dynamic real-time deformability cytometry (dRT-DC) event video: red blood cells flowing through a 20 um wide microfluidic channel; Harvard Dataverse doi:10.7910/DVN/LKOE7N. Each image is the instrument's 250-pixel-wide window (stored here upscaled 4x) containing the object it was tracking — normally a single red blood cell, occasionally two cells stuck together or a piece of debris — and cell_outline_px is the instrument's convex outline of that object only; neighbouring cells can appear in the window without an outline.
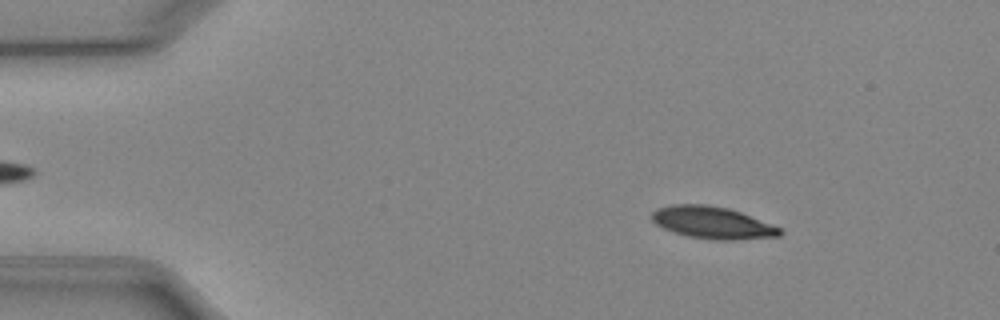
{"species": "Egyptian fruit bat (a non-hibernating species)", "species_latin": "Rousettus aegyptiacus", "temperature_condition": "cold", "stored_images_in_passage": 51, "camera_frame_rate_fps": 3000, "um_per_image_px": 0.085, "animal": {"sex": "female"}, "frame": {"image": 1, "passage_image": 7, "time_ms": 2.0, "image_size_px": [1000, 320], "cell_outline_px": [[784, 232], [780, 236], [732, 240], [712, 240], [688, 236], [664, 228], [656, 224], [652, 220], [652, 212], [656, 208], [672, 204], [708, 204], [728, 208], [740, 212], [780, 228]], "centroid_in_image_um": [60.54, 18.92], "position_along_channel_um": 24.5, "area_um2": 23.81}}
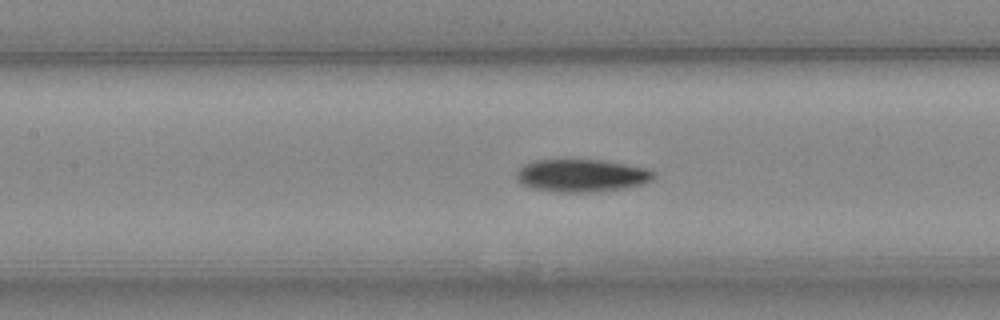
{"frame": {"image": 2, "passage_image": 23, "time_ms": 7.333, "image_size_px": [1000, 320], "cell_outline_px": [[656, 176], [652, 180], [644, 184], [624, 188], [592, 192], [560, 192], [532, 188], [520, 184], [516, 180], [516, 172], [524, 164], [536, 160], [604, 160], [652, 168], [656, 172]], "centroid_in_image_um": [49.5, 14.91], "position_along_channel_um": 157.9, "area_um2": 26.53}}
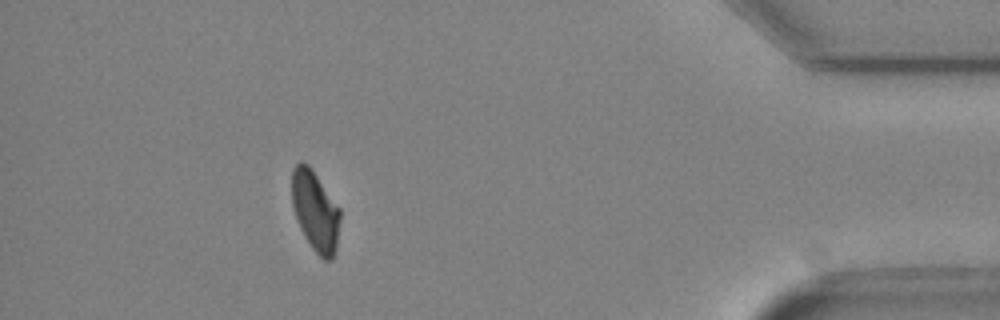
{"frame": {"image": 3, "passage_image": 46, "time_ms": 15.0, "image_size_px": [1000, 320], "cell_outline_px": [[340, 220], [336, 248], [332, 260], [324, 260], [312, 248], [304, 236], [296, 220], [292, 204], [292, 168], [300, 160], [308, 164], [340, 208]], "centroid_in_image_um": [26.79, 17.93], "position_along_channel_um": 408.4, "area_um2": 22.6}, "authors_computed_cell_mechanics": {"area_um2": 24.3916, "velocity_mm_per_s": 3.9215, "shape_relaxation_time_tau1_ms": 3.7743, "shape_relaxation_time_tau2_ms": null, "deformation_change_tau1": 0.1241, "deformation_change_tau2": null}}